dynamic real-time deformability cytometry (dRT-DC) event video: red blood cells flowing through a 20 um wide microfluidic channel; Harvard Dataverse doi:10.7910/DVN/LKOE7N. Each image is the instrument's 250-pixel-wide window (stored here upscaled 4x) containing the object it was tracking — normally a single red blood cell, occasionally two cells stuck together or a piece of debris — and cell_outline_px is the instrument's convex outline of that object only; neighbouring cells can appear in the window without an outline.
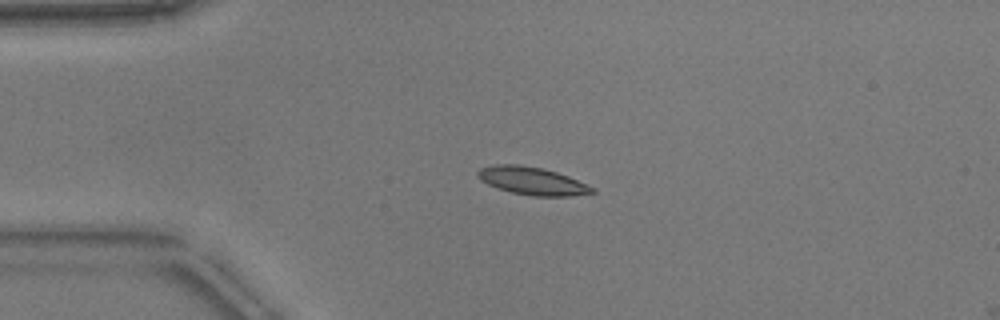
{"species": "common noctule bat (a hibernating species)", "species_latin": "Nyctalus noctula", "temperature_condition": "warm", "stored_images_in_passage": 15, "camera_frame_rate_fps": 3000, "um_per_image_px": 0.085, "animal": {"sex": "male", "body_mass_g": 17.9}, "frame": {"image": 1, "passage_image": 12, "time_ms": 3.667, "image_size_px": [1000, 320], "cell_outline_px": [[596, 192], [568, 196], [532, 196], [512, 192], [488, 184], [480, 180], [476, 176], [476, 172], [480, 168], [496, 164], [516, 164], [540, 168], [556, 172], [568, 176], [596, 188]], "centroid_in_image_um": [45.23, 15.37], "position_along_channel_um": 39.8, "area_um2": 18.38}}